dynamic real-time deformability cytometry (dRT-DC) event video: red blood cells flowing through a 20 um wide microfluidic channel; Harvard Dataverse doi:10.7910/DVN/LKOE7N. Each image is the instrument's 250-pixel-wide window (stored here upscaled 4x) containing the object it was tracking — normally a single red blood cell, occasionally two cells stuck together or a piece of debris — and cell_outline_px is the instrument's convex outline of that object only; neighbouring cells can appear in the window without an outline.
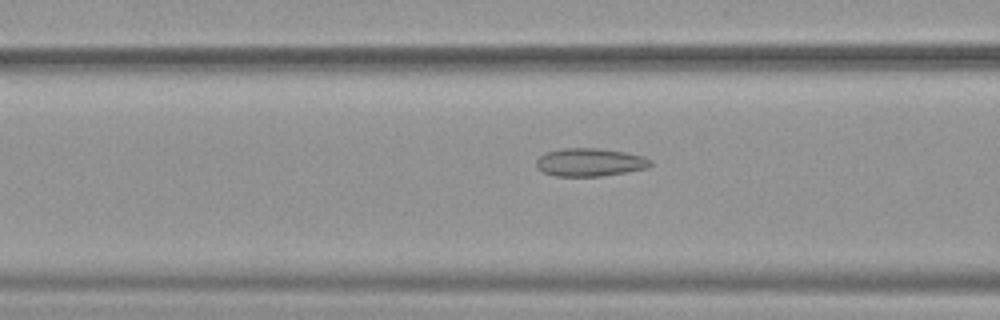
{"species": "common noctule bat (a hibernating species)", "species_latin": "Nyctalus noctula", "temperature_condition": "warm", "stored_images_in_passage": 51, "camera_frame_rate_fps": 3000, "um_per_image_px": 0.085, "animal": {"sex": "female", "body_mass_g": 19.9}, "frame": {"image": 1, "passage_image": 20, "time_ms": 6.333, "image_size_px": [1000, 320], "cell_outline_px": [[652, 164], [648, 168], [600, 176], [556, 176], [544, 172], [536, 168], [536, 160], [544, 152], [560, 148], [596, 148], [624, 152], [644, 156], [652, 160]], "centroid_in_image_um": [50.12, 13.78], "position_along_channel_um": 116.5, "area_um2": 18.73}}
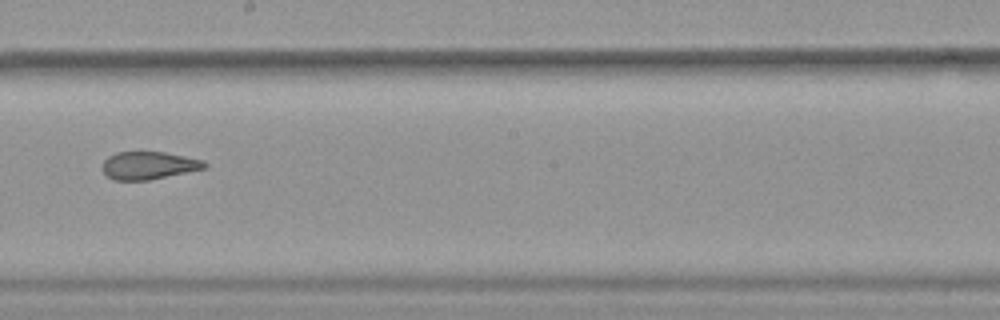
{"frame": {"image": 2, "passage_image": 29, "time_ms": 9.333, "image_size_px": [1000, 320], "cell_outline_px": [[208, 168], [148, 180], [112, 180], [104, 172], [104, 160], [108, 156], [116, 152], [164, 152], [204, 160], [208, 164]], "centroid_in_image_um": [12.68, 14.06], "position_along_channel_um": 235.5, "area_um2": 16.47}}
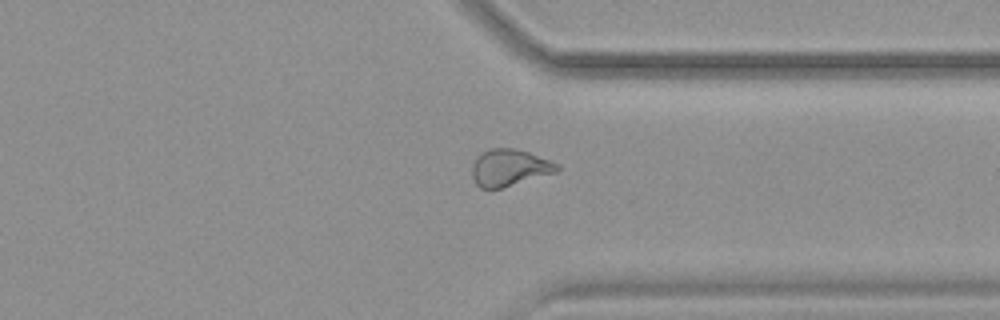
{"frame": {"image": 3, "passage_image": 39, "time_ms": 12.667, "image_size_px": [1000, 320], "cell_outline_px": [[560, 168], [556, 172], [500, 188], [480, 188], [476, 184], [472, 176], [472, 164], [484, 152], [492, 148], [512, 148], [528, 152], [552, 160], [560, 164]], "centroid_in_image_um": [43.33, 14.25], "position_along_channel_um": 368.1, "area_um2": 17.98}, "authors_computed_cell_mechanics": {"area_um2": 20.1722, "velocity_mm_per_s": 3.9807, "shape_relaxation_time_tau1_ms": null, "shape_relaxation_time_tau2_ms": 1.5751, "deformation_change_tau1": null, "deformation_change_tau2": 0.0781}}